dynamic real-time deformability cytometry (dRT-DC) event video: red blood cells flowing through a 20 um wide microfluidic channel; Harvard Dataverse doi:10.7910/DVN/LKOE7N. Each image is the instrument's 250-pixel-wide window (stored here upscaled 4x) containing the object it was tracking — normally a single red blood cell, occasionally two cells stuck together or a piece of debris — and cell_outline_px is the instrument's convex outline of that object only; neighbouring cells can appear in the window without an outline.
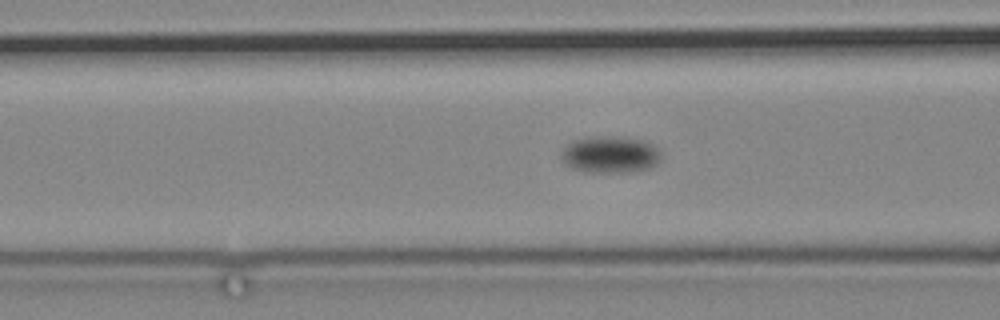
{"species": "common noctule bat (a hibernating species)", "species_latin": "Nyctalus noctula", "temperature_condition": "cold", "stored_images_in_passage": 47, "camera_frame_rate_fps": 3000, "um_per_image_px": 0.085, "animal": {"sex": "male", "body_mass_g": 19.2, "forearm_length_mm": 51.8}, "frame": {"image": 1, "passage_image": 16, "time_ms": 5.0, "image_size_px": [1000, 320], "cell_outline_px": [[660, 160], [656, 164], [648, 168], [632, 172], [584, 172], [572, 168], [564, 164], [560, 156], [564, 148], [572, 140], [592, 136], [624, 136], [644, 140], [660, 148]], "centroid_in_image_um": [51.87, 13.12], "position_along_channel_um": 114.7, "area_um2": 21.85}}
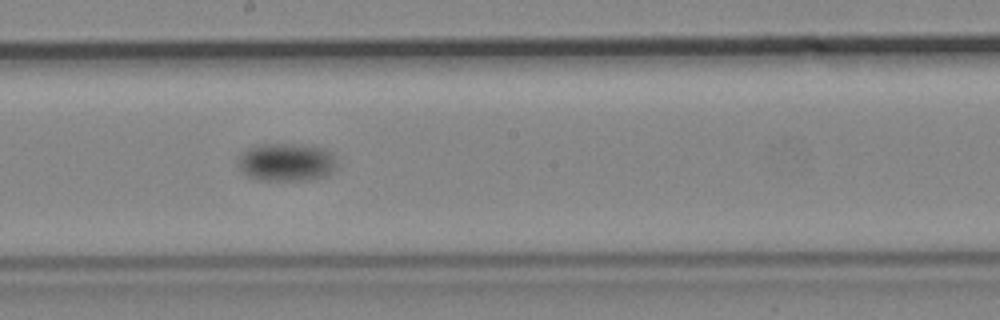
{"frame": {"image": 2, "passage_image": 28, "time_ms": 9.0, "image_size_px": [1000, 320], "cell_outline_px": [[336, 164], [332, 172], [328, 176], [308, 180], [256, 180], [248, 176], [240, 168], [236, 160], [248, 148], [256, 144], [304, 144], [324, 148], [332, 152]], "centroid_in_image_um": [24.35, 13.78], "position_along_channel_um": 223.8, "area_um2": 22.14}}
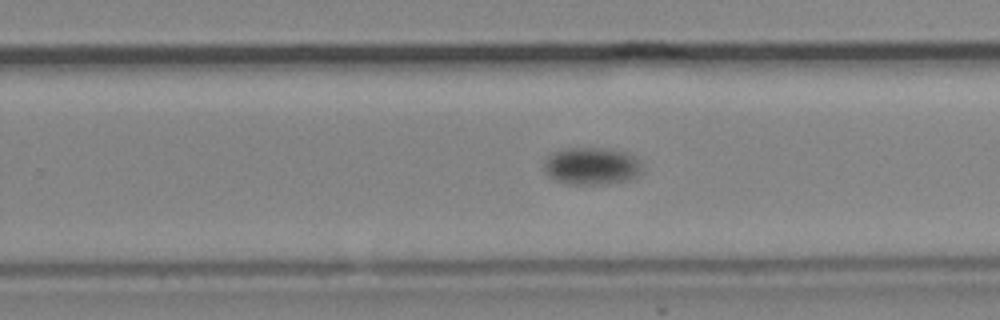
{"frame": {"image": 3, "passage_image": 34, "time_ms": 11.0, "image_size_px": [1000, 320], "cell_outline_px": [[640, 172], [636, 176], [628, 180], [604, 184], [568, 184], [556, 180], [548, 176], [544, 172], [544, 160], [552, 152], [564, 148], [608, 148], [624, 152], [636, 156], [640, 164]], "centroid_in_image_um": [50.24, 14.1], "position_along_channel_um": 279.6, "area_um2": 21.44}}